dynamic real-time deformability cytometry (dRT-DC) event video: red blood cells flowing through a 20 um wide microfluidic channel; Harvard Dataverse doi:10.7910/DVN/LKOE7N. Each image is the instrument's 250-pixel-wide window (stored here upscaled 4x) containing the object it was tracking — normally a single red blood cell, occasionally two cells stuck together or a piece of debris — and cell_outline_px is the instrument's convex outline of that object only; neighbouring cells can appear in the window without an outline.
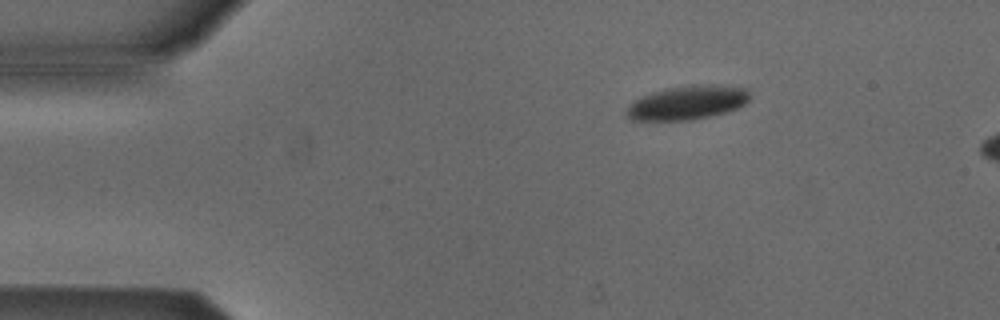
{"species": "Egyptian fruit bat (a non-hibernating species)", "species_latin": "Rousettus aegyptiacus", "temperature_condition": "cold", "stored_images_in_passage": 4, "camera_frame_rate_fps": 3000, "um_per_image_px": 0.085, "animal": {"sex": "male"}, "frame": {"image": 1, "passage_image": 1, "time_ms": 0.0, "image_size_px": [1000, 320], "cell_outline_px": [[748, 100], [744, 104], [736, 108], [724, 112], [692, 120], [632, 120], [624, 116], [624, 112], [628, 104], [652, 92], [664, 88], [692, 84], [712, 84], [748, 88]], "centroid_in_image_um": [58.38, 8.71], "position_along_channel_um": 26.6, "area_um2": 24.45}}